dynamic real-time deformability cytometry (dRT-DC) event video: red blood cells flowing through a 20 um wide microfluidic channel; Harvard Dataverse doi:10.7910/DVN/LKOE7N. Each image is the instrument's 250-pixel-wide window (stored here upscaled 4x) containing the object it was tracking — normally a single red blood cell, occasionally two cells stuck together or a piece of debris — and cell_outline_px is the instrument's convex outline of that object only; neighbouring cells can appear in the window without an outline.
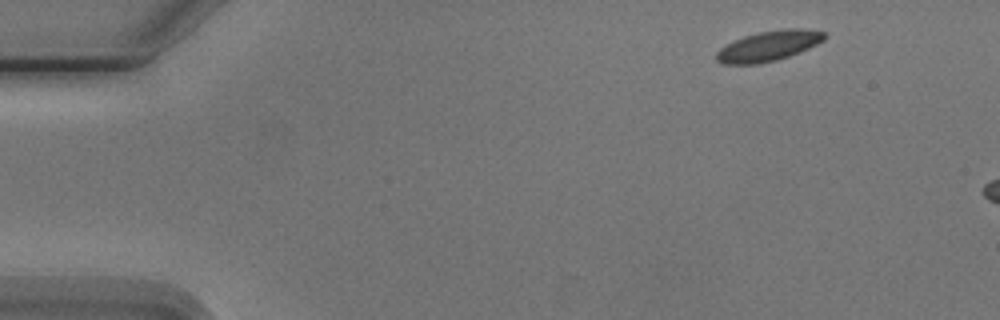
{"species": "Egyptian fruit bat (a non-hibernating species)", "species_latin": "Rousettus aegyptiacus", "temperature_condition": "cold", "stored_images_in_passage": 3, "camera_frame_rate_fps": 3000, "um_per_image_px": 0.085, "animal": {"sex": "male"}, "frame": {"image": 1, "passage_image": 1, "time_ms": 0.0, "image_size_px": [1000, 320], "cell_outline_px": [[828, 36], [824, 40], [808, 48], [788, 56], [776, 60], [756, 64], [724, 64], [716, 60], [716, 52], [720, 48], [744, 36], [760, 32], [788, 28], [804, 28], [824, 32]], "centroid_in_image_um": [65.35, 3.9], "position_along_channel_um": 19.7, "area_um2": 18.79}}